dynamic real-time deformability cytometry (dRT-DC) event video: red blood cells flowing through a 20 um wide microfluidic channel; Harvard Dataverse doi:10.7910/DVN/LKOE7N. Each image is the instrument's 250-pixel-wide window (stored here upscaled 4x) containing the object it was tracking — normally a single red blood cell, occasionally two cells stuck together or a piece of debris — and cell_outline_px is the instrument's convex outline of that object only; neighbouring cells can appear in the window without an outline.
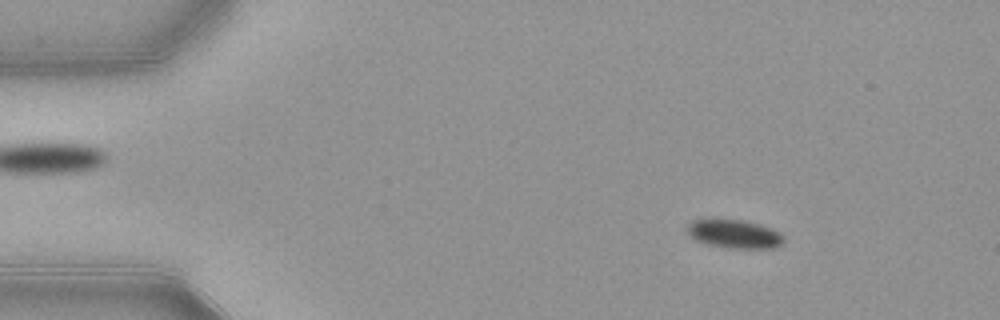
{"species": "common noctule bat (a hibernating species)", "species_latin": "Nyctalus noctula", "temperature_condition": "warm", "stored_images_in_passage": 53, "camera_frame_rate_fps": 3000, "um_per_image_px": 0.085, "animal": {"sex": "female", "body_mass_g": 21.9}, "frame": {"image": 1, "passage_image": 7, "time_ms": 2.0, "image_size_px": [1000, 320], "cell_outline_px": [[784, 240], [776, 248], [728, 248], [708, 244], [696, 240], [688, 232], [688, 224], [692, 220], [712, 216], [744, 220], [768, 228], [784, 236]], "centroid_in_image_um": [62.35, 19.84], "position_along_channel_um": 22.7, "area_um2": 16.3}}
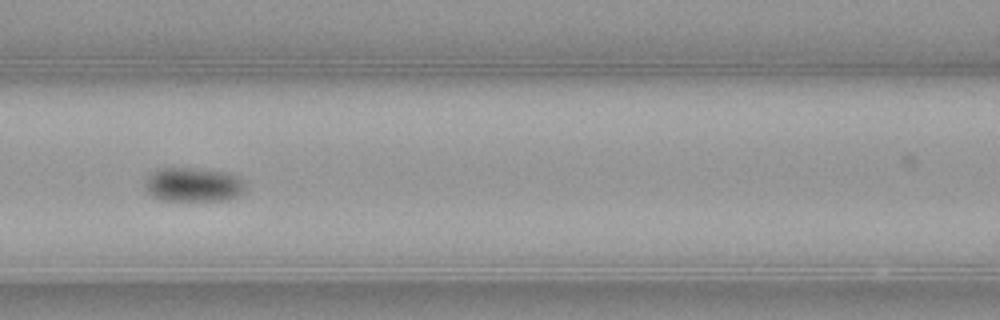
{"frame": {"image": 2, "passage_image": 23, "time_ms": 7.333, "image_size_px": [1000, 320], "cell_outline_px": [[244, 192], [228, 200], [160, 200], [152, 196], [148, 192], [148, 176], [152, 172], [160, 168], [192, 168], [224, 172], [236, 176], [244, 184]], "centroid_in_image_um": [16.44, 15.7], "position_along_channel_um": 150.2, "area_um2": 19.48}}
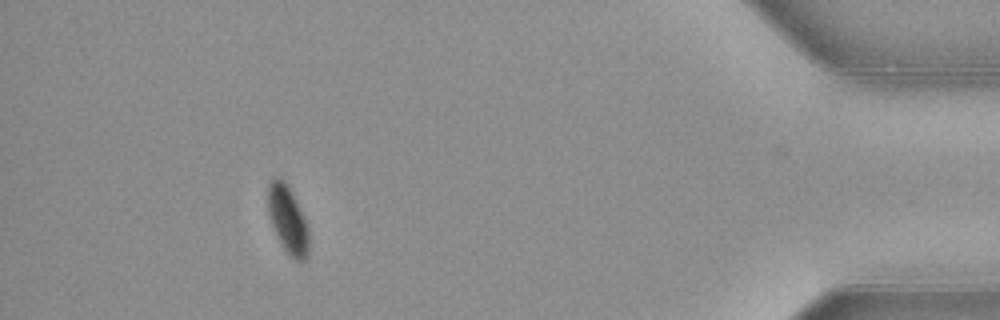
{"frame": {"image": 3, "passage_image": 48, "time_ms": 15.667, "image_size_px": [1000, 320], "cell_outline_px": [[308, 252], [304, 260], [292, 260], [288, 256], [272, 224], [268, 212], [268, 184], [276, 176], [280, 176], [288, 184], [300, 208], [308, 228]], "centroid_in_image_um": [24.46, 18.64], "position_along_channel_um": 410.7, "area_um2": 15.95}, "authors_computed_cell_mechanics": {"area_um2": 17.1666, "velocity_mm_per_s": 3.8778, "shape_relaxation_time_tau1_ms": 2.0831, "shape_relaxation_time_tau2_ms": null, "deformation_change_tau1": 0.0807, "deformation_change_tau2": null}}